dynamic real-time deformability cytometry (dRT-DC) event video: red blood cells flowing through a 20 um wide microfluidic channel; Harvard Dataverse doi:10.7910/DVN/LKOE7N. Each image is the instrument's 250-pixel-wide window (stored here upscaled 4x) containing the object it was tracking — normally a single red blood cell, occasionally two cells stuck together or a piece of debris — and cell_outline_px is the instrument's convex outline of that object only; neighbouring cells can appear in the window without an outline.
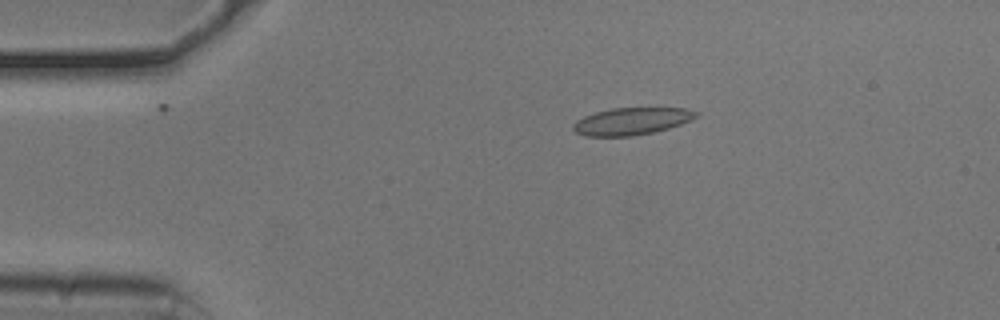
{"species": "common noctule bat (a hibernating species)", "species_latin": "Nyctalus noctula", "temperature_condition": "cold", "stored_images_in_passage": 47, "camera_frame_rate_fps": 3000, "um_per_image_px": 0.085, "animal": {"sex": "male", "body_mass_g": 20.5, "forearm_length_mm": 52.5}, "frame": {"image": 1, "passage_image": 7, "time_ms": 2.0, "image_size_px": [1000, 320], "cell_outline_px": [[700, 112], [696, 116], [680, 124], [668, 128], [652, 132], [632, 136], [584, 136], [576, 132], [572, 128], [572, 124], [576, 120], [584, 116], [596, 112], [612, 108], [684, 108]], "centroid_in_image_um": [53.64, 10.3], "position_along_channel_um": 31.4, "area_um2": 19.31}}
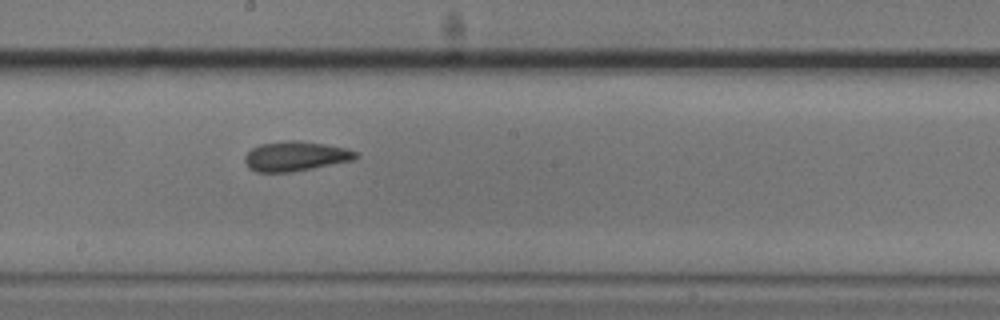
{"frame": {"image": 2, "passage_image": 26, "time_ms": 8.333, "image_size_px": [1000, 320], "cell_outline_px": [[360, 156], [352, 160], [292, 172], [256, 172], [248, 168], [244, 160], [244, 156], [252, 148], [260, 144], [288, 140], [296, 140], [324, 144], [348, 148], [360, 152]], "centroid_in_image_um": [25.13, 13.27], "position_along_channel_um": 223.1, "area_um2": 19.31}}
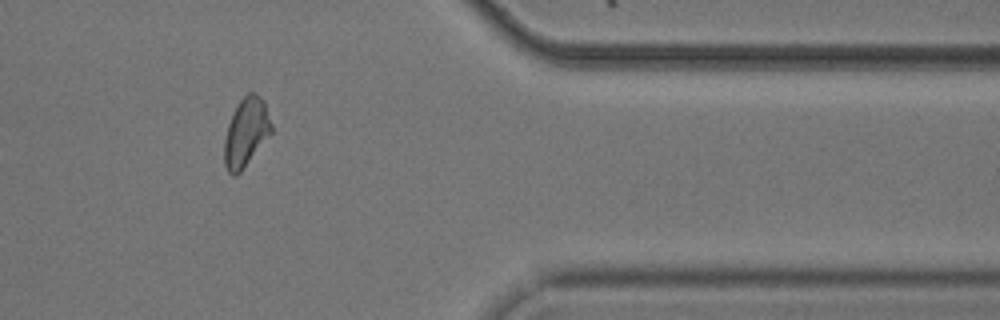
{"frame": {"image": 3, "passage_image": 41, "time_ms": 13.333, "image_size_px": [1000, 320], "cell_outline_px": [[272, 132], [240, 172], [236, 176], [232, 176], [228, 172], [224, 164], [224, 140], [228, 124], [240, 100], [248, 92], [256, 92], [264, 100], [272, 124]], "centroid_in_image_um": [20.92, 11.24], "position_along_channel_um": 390.5, "area_um2": 18.73}}